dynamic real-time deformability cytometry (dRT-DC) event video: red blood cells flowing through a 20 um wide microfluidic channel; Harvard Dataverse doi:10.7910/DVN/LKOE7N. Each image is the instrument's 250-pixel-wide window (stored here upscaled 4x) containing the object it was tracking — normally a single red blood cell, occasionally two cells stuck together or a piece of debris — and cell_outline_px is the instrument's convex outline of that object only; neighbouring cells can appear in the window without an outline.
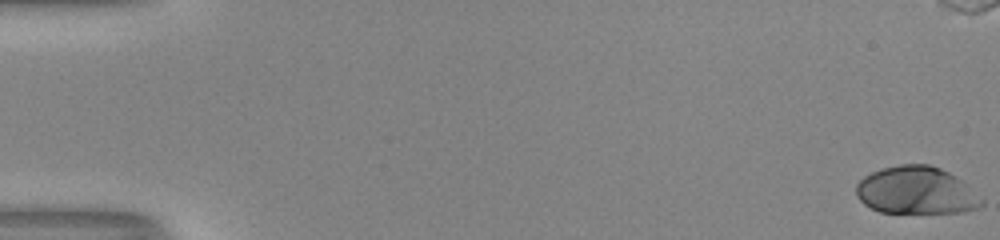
{"species": "human", "species_latin": "Homo sapiens", "temperature_condition": "room temperature", "stored_images_in_passage": 54, "camera_frame_rate_fps": 3000, "um_per_image_px": 0.085, "donor": {"sex": "male"}, "frame": {"image": 1, "passage_image": 1, "time_ms": 0.0, "image_size_px": [1000, 240], "cell_outline_px": [[984, 204], [980, 208], [960, 212], [880, 212], [864, 204], [856, 196], [856, 184], [864, 176], [872, 172], [884, 168], [900, 164], [928, 164], [940, 168], [956, 176], [968, 184], [984, 200]], "centroid_in_image_um": [77.91, 16.19], "position_along_channel_um": 7.1, "area_um2": 34.8}}
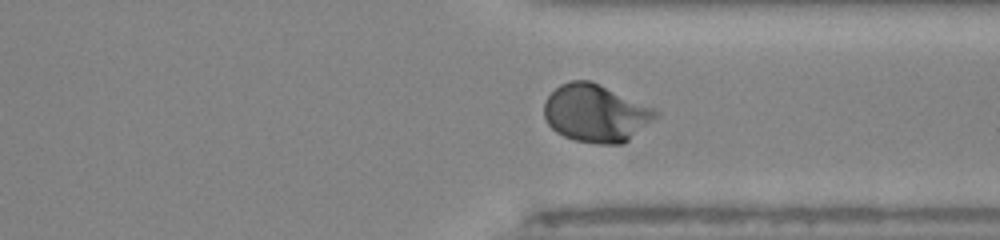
{"frame": {"image": 2, "passage_image": 41, "time_ms": 13.333, "image_size_px": [1000, 240], "cell_outline_px": [[660, 116], [624, 144], [596, 144], [576, 140], [564, 136], [556, 132], [548, 124], [544, 116], [544, 100], [560, 84], [572, 80], [588, 80], [656, 108], [660, 112]], "centroid_in_image_um": [50.67, 9.64], "position_along_channel_um": 360.7, "area_um2": 37.69}}
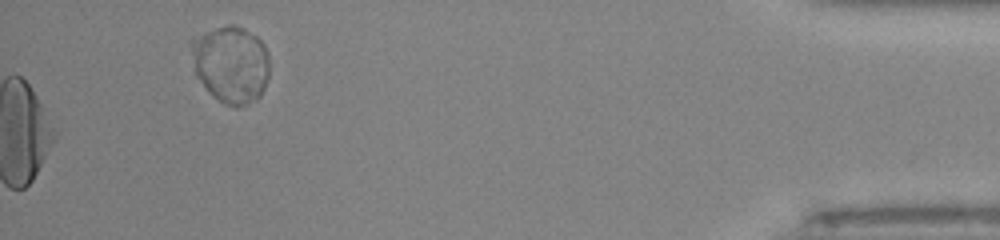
{"frame": {"image": 3, "passage_image": 54, "time_ms": 17.667, "image_size_px": [1000, 240], "cell_outline_px": [[268, 76], [264, 88], [260, 96], [256, 100], [236, 108], [224, 104], [208, 92], [196, 76], [192, 52], [192, 40], [204, 32], [228, 24], [232, 24], [244, 28], [256, 36], [264, 44], [268, 52]], "centroid_in_image_um": [19.65, 5.47], "position_along_channel_um": 415.6, "area_um2": 35.14}, "authors_computed_cell_mechanics": {"area_um2": 34.8534, "velocity_mm_per_s": 4.0534, "shape_relaxation_time_tau1_ms": 3.1598, "shape_relaxation_time_tau2_ms": null, "deformation_change_tau1": 0.1976, "deformation_change_tau2": null}}